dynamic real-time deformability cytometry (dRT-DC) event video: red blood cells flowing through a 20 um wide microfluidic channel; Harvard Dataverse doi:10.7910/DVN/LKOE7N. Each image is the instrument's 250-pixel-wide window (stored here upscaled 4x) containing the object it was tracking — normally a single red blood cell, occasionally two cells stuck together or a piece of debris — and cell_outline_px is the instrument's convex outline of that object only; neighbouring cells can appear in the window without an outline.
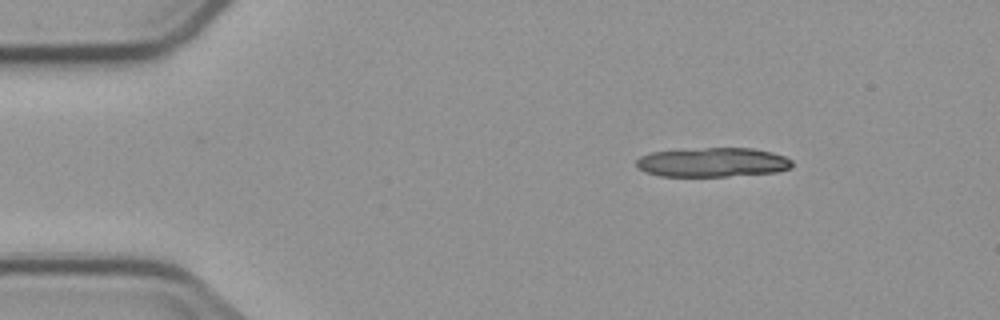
{"species": "common noctule bat (a hibernating species)", "species_latin": "Nyctalus noctula", "temperature_condition": "cold", "stored_images_in_passage": 5, "segment_of_instrument_passage": [1, 2], "camera_frame_rate_fps": 3000, "um_per_image_px": 0.085, "animal": {"sex": "male", "body_mass_g": 23.1, "forearm_length_mm": 52.7}, "frame": {"image": 1, "passage_image": 1, "time_ms": 0.0, "image_size_px": [1000, 320], "cell_outline_px": [[792, 168], [776, 172], [728, 176], [660, 176], [644, 172], [636, 168], [636, 160], [640, 156], [652, 152], [704, 148], [752, 148], [772, 152], [784, 156], [792, 160]], "centroid_in_image_um": [60.56, 13.8], "position_along_channel_um": 24.4, "area_um2": 26.65}}